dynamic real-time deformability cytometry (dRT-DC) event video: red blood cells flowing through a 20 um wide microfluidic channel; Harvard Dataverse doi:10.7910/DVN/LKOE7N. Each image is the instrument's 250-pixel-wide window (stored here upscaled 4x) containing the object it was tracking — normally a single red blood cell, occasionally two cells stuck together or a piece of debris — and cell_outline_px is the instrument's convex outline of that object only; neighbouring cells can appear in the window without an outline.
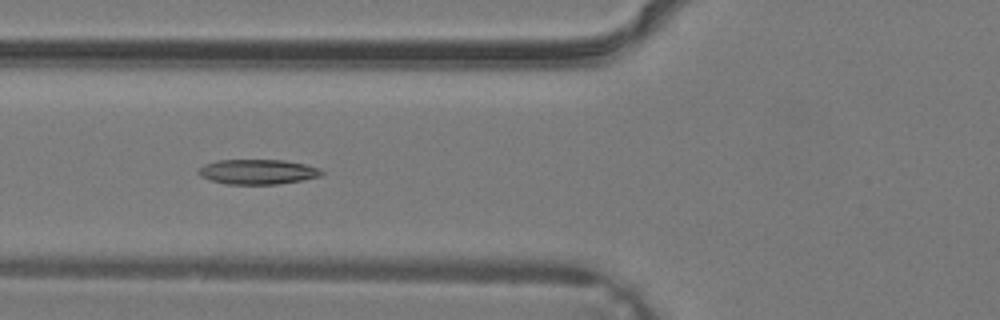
{"species": "common noctule bat (a hibernating species)", "species_latin": "Nyctalus noctula", "temperature_condition": "warm", "stored_images_in_passage": 38, "camera_frame_rate_fps": 3000, "um_per_image_px": 0.085, "animal": {"sex": "male", "body_mass_g": 19.2, "forearm_length_mm": 51.8}, "frame": {"image": 1, "passage_image": 15, "time_ms": 4.667, "image_size_px": [1000, 320], "cell_outline_px": [[324, 172], [320, 176], [300, 180], [276, 184], [228, 184], [212, 180], [200, 176], [196, 172], [204, 164], [216, 160], [284, 160], [304, 164], [320, 168]], "centroid_in_image_um": [21.88, 14.59], "position_along_channel_um": 103.9, "area_um2": 17.74}}
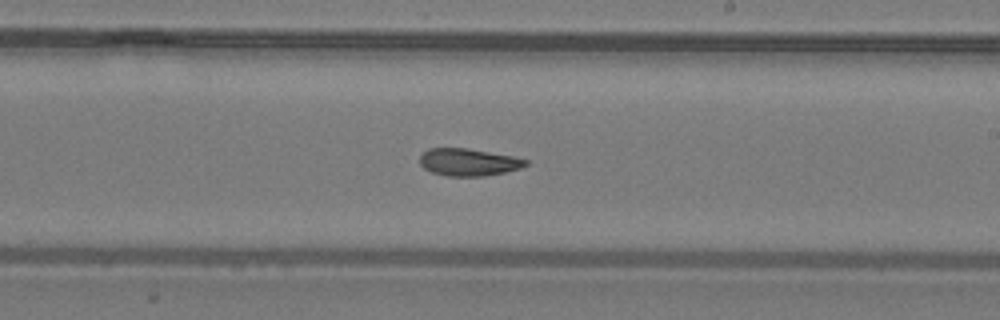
{"frame": {"image": 2, "passage_image": 23, "time_ms": 7.333, "image_size_px": [1000, 320], "cell_outline_px": [[528, 164], [520, 168], [504, 172], [484, 176], [448, 176], [432, 172], [424, 168], [420, 164], [420, 156], [428, 148], [468, 148], [512, 156], [528, 160]], "centroid_in_image_um": [39.81, 13.78], "position_along_channel_um": 249.2, "area_um2": 16.76}}
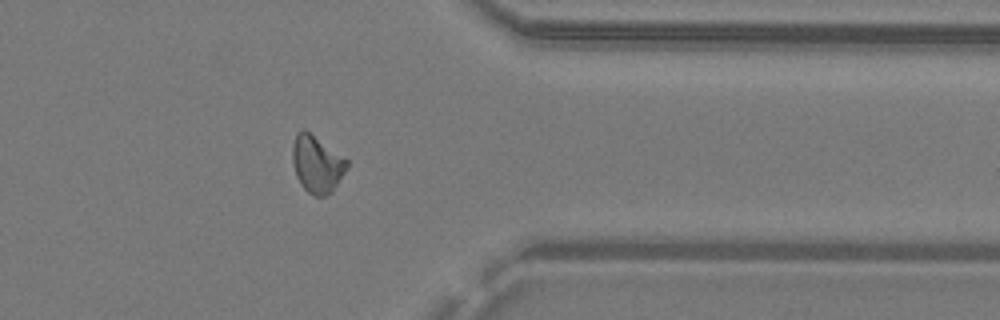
{"frame": {"image": 3, "passage_image": 31, "time_ms": 10.0, "image_size_px": [1000, 320], "cell_outline_px": [[348, 168], [332, 192], [324, 196], [312, 196], [300, 184], [296, 176], [292, 160], [292, 144], [296, 132], [300, 128], [304, 128], [348, 160]], "centroid_in_image_um": [26.92, 13.94], "position_along_channel_um": 384.5, "area_um2": 18.32}}